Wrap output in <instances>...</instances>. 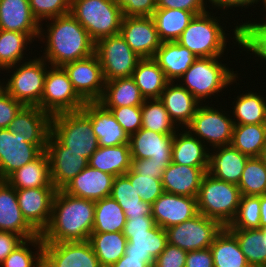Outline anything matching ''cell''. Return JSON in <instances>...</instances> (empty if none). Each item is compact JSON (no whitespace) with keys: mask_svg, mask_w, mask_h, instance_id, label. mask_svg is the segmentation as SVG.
<instances>
[{"mask_svg":"<svg viewBox=\"0 0 266 267\" xmlns=\"http://www.w3.org/2000/svg\"><path fill=\"white\" fill-rule=\"evenodd\" d=\"M153 59L163 70L169 82H177L197 57L188 48L173 41L162 42Z\"/></svg>","mask_w":266,"mask_h":267,"instance_id":"f1b7e54d","label":"cell"},{"mask_svg":"<svg viewBox=\"0 0 266 267\" xmlns=\"http://www.w3.org/2000/svg\"><path fill=\"white\" fill-rule=\"evenodd\" d=\"M263 96L250 90L233 98L230 115L234 125L266 124V97Z\"/></svg>","mask_w":266,"mask_h":267,"instance_id":"8d00e7d4","label":"cell"},{"mask_svg":"<svg viewBox=\"0 0 266 267\" xmlns=\"http://www.w3.org/2000/svg\"><path fill=\"white\" fill-rule=\"evenodd\" d=\"M173 136L140 128L129 136L131 159L172 162Z\"/></svg>","mask_w":266,"mask_h":267,"instance_id":"44dd1931","label":"cell"},{"mask_svg":"<svg viewBox=\"0 0 266 267\" xmlns=\"http://www.w3.org/2000/svg\"><path fill=\"white\" fill-rule=\"evenodd\" d=\"M126 221L123 209L111 196L95 201L92 232H123Z\"/></svg>","mask_w":266,"mask_h":267,"instance_id":"7bdbcfd3","label":"cell"},{"mask_svg":"<svg viewBox=\"0 0 266 267\" xmlns=\"http://www.w3.org/2000/svg\"><path fill=\"white\" fill-rule=\"evenodd\" d=\"M113 180V175L88 165L63 190L76 197L97 201L110 196Z\"/></svg>","mask_w":266,"mask_h":267,"instance_id":"603a6c76","label":"cell"},{"mask_svg":"<svg viewBox=\"0 0 266 267\" xmlns=\"http://www.w3.org/2000/svg\"><path fill=\"white\" fill-rule=\"evenodd\" d=\"M181 131L179 129L173 136L172 162L190 167H208L210 149L185 128Z\"/></svg>","mask_w":266,"mask_h":267,"instance_id":"f546056e","label":"cell"},{"mask_svg":"<svg viewBox=\"0 0 266 267\" xmlns=\"http://www.w3.org/2000/svg\"><path fill=\"white\" fill-rule=\"evenodd\" d=\"M262 158L264 159L265 163H266V149L263 152Z\"/></svg>","mask_w":266,"mask_h":267,"instance_id":"a7ac6f4b","label":"cell"},{"mask_svg":"<svg viewBox=\"0 0 266 267\" xmlns=\"http://www.w3.org/2000/svg\"><path fill=\"white\" fill-rule=\"evenodd\" d=\"M208 167H190L171 162L163 172L162 186L166 193L197 198Z\"/></svg>","mask_w":266,"mask_h":267,"instance_id":"4316f807","label":"cell"},{"mask_svg":"<svg viewBox=\"0 0 266 267\" xmlns=\"http://www.w3.org/2000/svg\"><path fill=\"white\" fill-rule=\"evenodd\" d=\"M141 114L142 128L166 135H174L179 130L159 99H145Z\"/></svg>","mask_w":266,"mask_h":267,"instance_id":"bcb514c9","label":"cell"},{"mask_svg":"<svg viewBox=\"0 0 266 267\" xmlns=\"http://www.w3.org/2000/svg\"><path fill=\"white\" fill-rule=\"evenodd\" d=\"M129 178L132 186L141 197L142 201L153 204V202L160 197L164 190L162 186V179L152 178V176L140 175L132 172L130 169L125 173Z\"/></svg>","mask_w":266,"mask_h":267,"instance_id":"f907efd6","label":"cell"},{"mask_svg":"<svg viewBox=\"0 0 266 267\" xmlns=\"http://www.w3.org/2000/svg\"><path fill=\"white\" fill-rule=\"evenodd\" d=\"M47 20L44 24L46 30L40 23L38 41L44 40L43 43H46L41 57L50 66H63L94 54L95 43L70 13Z\"/></svg>","mask_w":266,"mask_h":267,"instance_id":"6da1fadb","label":"cell"},{"mask_svg":"<svg viewBox=\"0 0 266 267\" xmlns=\"http://www.w3.org/2000/svg\"><path fill=\"white\" fill-rule=\"evenodd\" d=\"M190 11L156 8L152 15L161 42L177 41L194 18Z\"/></svg>","mask_w":266,"mask_h":267,"instance_id":"ab89813d","label":"cell"},{"mask_svg":"<svg viewBox=\"0 0 266 267\" xmlns=\"http://www.w3.org/2000/svg\"><path fill=\"white\" fill-rule=\"evenodd\" d=\"M176 83V84H175ZM159 100L165 105L171 120L180 129L186 128L192 121L201 103L178 82H169Z\"/></svg>","mask_w":266,"mask_h":267,"instance_id":"484cf974","label":"cell"},{"mask_svg":"<svg viewBox=\"0 0 266 267\" xmlns=\"http://www.w3.org/2000/svg\"><path fill=\"white\" fill-rule=\"evenodd\" d=\"M210 151L207 172L219 180L238 185L250 157L232 145L215 147Z\"/></svg>","mask_w":266,"mask_h":267,"instance_id":"83f0119b","label":"cell"},{"mask_svg":"<svg viewBox=\"0 0 266 267\" xmlns=\"http://www.w3.org/2000/svg\"><path fill=\"white\" fill-rule=\"evenodd\" d=\"M237 186L241 195H266V163L262 157H251L247 160Z\"/></svg>","mask_w":266,"mask_h":267,"instance_id":"c3c4849f","label":"cell"},{"mask_svg":"<svg viewBox=\"0 0 266 267\" xmlns=\"http://www.w3.org/2000/svg\"><path fill=\"white\" fill-rule=\"evenodd\" d=\"M78 96L86 102H99L103 96L105 79L96 54L68 62L62 66Z\"/></svg>","mask_w":266,"mask_h":267,"instance_id":"4fadbf2b","label":"cell"},{"mask_svg":"<svg viewBox=\"0 0 266 267\" xmlns=\"http://www.w3.org/2000/svg\"><path fill=\"white\" fill-rule=\"evenodd\" d=\"M214 267H251L236 237L224 227L210 246Z\"/></svg>","mask_w":266,"mask_h":267,"instance_id":"f35d334b","label":"cell"},{"mask_svg":"<svg viewBox=\"0 0 266 267\" xmlns=\"http://www.w3.org/2000/svg\"><path fill=\"white\" fill-rule=\"evenodd\" d=\"M94 53L101 64L105 81L132 77L133 71L142 59L131 49L121 34L96 42Z\"/></svg>","mask_w":266,"mask_h":267,"instance_id":"8fae6325","label":"cell"},{"mask_svg":"<svg viewBox=\"0 0 266 267\" xmlns=\"http://www.w3.org/2000/svg\"><path fill=\"white\" fill-rule=\"evenodd\" d=\"M145 98L132 77L116 78L105 82L101 103L105 108L141 107Z\"/></svg>","mask_w":266,"mask_h":267,"instance_id":"1f68e13d","label":"cell"},{"mask_svg":"<svg viewBox=\"0 0 266 267\" xmlns=\"http://www.w3.org/2000/svg\"><path fill=\"white\" fill-rule=\"evenodd\" d=\"M124 236L127 238L125 254L136 258L156 259L168 243L166 230L158 225L147 233L124 234Z\"/></svg>","mask_w":266,"mask_h":267,"instance_id":"e575fe53","label":"cell"},{"mask_svg":"<svg viewBox=\"0 0 266 267\" xmlns=\"http://www.w3.org/2000/svg\"><path fill=\"white\" fill-rule=\"evenodd\" d=\"M43 248L41 234L27 239L5 258L0 267H43Z\"/></svg>","mask_w":266,"mask_h":267,"instance_id":"7dc6e473","label":"cell"},{"mask_svg":"<svg viewBox=\"0 0 266 267\" xmlns=\"http://www.w3.org/2000/svg\"><path fill=\"white\" fill-rule=\"evenodd\" d=\"M198 213L197 199L189 196L163 192L152 204V217L163 229L181 224Z\"/></svg>","mask_w":266,"mask_h":267,"instance_id":"d6986e66","label":"cell"},{"mask_svg":"<svg viewBox=\"0 0 266 267\" xmlns=\"http://www.w3.org/2000/svg\"><path fill=\"white\" fill-rule=\"evenodd\" d=\"M266 227V195L260 196V228Z\"/></svg>","mask_w":266,"mask_h":267,"instance_id":"03108f58","label":"cell"},{"mask_svg":"<svg viewBox=\"0 0 266 267\" xmlns=\"http://www.w3.org/2000/svg\"><path fill=\"white\" fill-rule=\"evenodd\" d=\"M131 164V152L129 144H121L112 147H101L88 159V165L114 177L124 175Z\"/></svg>","mask_w":266,"mask_h":267,"instance_id":"836d02e7","label":"cell"},{"mask_svg":"<svg viewBox=\"0 0 266 267\" xmlns=\"http://www.w3.org/2000/svg\"><path fill=\"white\" fill-rule=\"evenodd\" d=\"M221 57H197L190 68L177 81L201 104L211 96L216 97L230 85L237 84L239 77L233 68L222 64ZM232 70V71H231ZM217 94V95H215Z\"/></svg>","mask_w":266,"mask_h":267,"instance_id":"3957f363","label":"cell"},{"mask_svg":"<svg viewBox=\"0 0 266 267\" xmlns=\"http://www.w3.org/2000/svg\"><path fill=\"white\" fill-rule=\"evenodd\" d=\"M32 15L42 21L70 13L71 0H29Z\"/></svg>","mask_w":266,"mask_h":267,"instance_id":"816d5d0a","label":"cell"},{"mask_svg":"<svg viewBox=\"0 0 266 267\" xmlns=\"http://www.w3.org/2000/svg\"><path fill=\"white\" fill-rule=\"evenodd\" d=\"M122 9L123 16H152L156 0H113Z\"/></svg>","mask_w":266,"mask_h":267,"instance_id":"db71d44e","label":"cell"},{"mask_svg":"<svg viewBox=\"0 0 266 267\" xmlns=\"http://www.w3.org/2000/svg\"><path fill=\"white\" fill-rule=\"evenodd\" d=\"M50 64L42 57H33L4 69L11 73L3 81V89L24 106H38L44 90L45 76ZM15 70V71H14ZM5 83V84H4Z\"/></svg>","mask_w":266,"mask_h":267,"instance_id":"ba28073f","label":"cell"},{"mask_svg":"<svg viewBox=\"0 0 266 267\" xmlns=\"http://www.w3.org/2000/svg\"><path fill=\"white\" fill-rule=\"evenodd\" d=\"M261 0H208V4L213 7V9H220L223 13V11L226 9V12L228 9H234L236 7L241 8V11L243 8H249L250 7H255L257 4L260 3ZM256 4V5H255ZM248 6V7H247ZM234 7V8H233ZM223 10V11H222Z\"/></svg>","mask_w":266,"mask_h":267,"instance_id":"be15d7a7","label":"cell"},{"mask_svg":"<svg viewBox=\"0 0 266 267\" xmlns=\"http://www.w3.org/2000/svg\"><path fill=\"white\" fill-rule=\"evenodd\" d=\"M212 13L207 11L194 16L177 40L181 46L188 48L196 57H222L225 55L230 33L226 34V26L221 25L225 24L220 20L225 19L224 14H222L223 17H215L216 13Z\"/></svg>","mask_w":266,"mask_h":267,"instance_id":"277c9868","label":"cell"},{"mask_svg":"<svg viewBox=\"0 0 266 267\" xmlns=\"http://www.w3.org/2000/svg\"><path fill=\"white\" fill-rule=\"evenodd\" d=\"M51 115L38 106H24L8 129L34 145H47L51 133Z\"/></svg>","mask_w":266,"mask_h":267,"instance_id":"ffe728a7","label":"cell"},{"mask_svg":"<svg viewBox=\"0 0 266 267\" xmlns=\"http://www.w3.org/2000/svg\"><path fill=\"white\" fill-rule=\"evenodd\" d=\"M88 241L102 267H110L125 254L127 238L123 232H92Z\"/></svg>","mask_w":266,"mask_h":267,"instance_id":"60d3db41","label":"cell"},{"mask_svg":"<svg viewBox=\"0 0 266 267\" xmlns=\"http://www.w3.org/2000/svg\"><path fill=\"white\" fill-rule=\"evenodd\" d=\"M241 196L236 184L219 180L207 172L196 198L198 212L226 227L236 216Z\"/></svg>","mask_w":266,"mask_h":267,"instance_id":"5b68a950","label":"cell"},{"mask_svg":"<svg viewBox=\"0 0 266 267\" xmlns=\"http://www.w3.org/2000/svg\"><path fill=\"white\" fill-rule=\"evenodd\" d=\"M231 145L248 157H262L266 149V124L234 125Z\"/></svg>","mask_w":266,"mask_h":267,"instance_id":"b9f144b4","label":"cell"},{"mask_svg":"<svg viewBox=\"0 0 266 267\" xmlns=\"http://www.w3.org/2000/svg\"><path fill=\"white\" fill-rule=\"evenodd\" d=\"M263 231V234L266 236V227L261 228Z\"/></svg>","mask_w":266,"mask_h":267,"instance_id":"89a4df30","label":"cell"},{"mask_svg":"<svg viewBox=\"0 0 266 267\" xmlns=\"http://www.w3.org/2000/svg\"><path fill=\"white\" fill-rule=\"evenodd\" d=\"M82 110L90 117L93 133L101 147L129 144V136L110 110L99 102H86Z\"/></svg>","mask_w":266,"mask_h":267,"instance_id":"7402d4cb","label":"cell"},{"mask_svg":"<svg viewBox=\"0 0 266 267\" xmlns=\"http://www.w3.org/2000/svg\"><path fill=\"white\" fill-rule=\"evenodd\" d=\"M208 0H156L157 8L181 9L192 12L195 16L208 11L210 6L206 5Z\"/></svg>","mask_w":266,"mask_h":267,"instance_id":"680465c9","label":"cell"},{"mask_svg":"<svg viewBox=\"0 0 266 267\" xmlns=\"http://www.w3.org/2000/svg\"><path fill=\"white\" fill-rule=\"evenodd\" d=\"M95 201L57 190L50 222L41 236L44 243L88 241L93 229Z\"/></svg>","mask_w":266,"mask_h":267,"instance_id":"7a4b0ae2","label":"cell"},{"mask_svg":"<svg viewBox=\"0 0 266 267\" xmlns=\"http://www.w3.org/2000/svg\"><path fill=\"white\" fill-rule=\"evenodd\" d=\"M43 267H102L89 241L44 243Z\"/></svg>","mask_w":266,"mask_h":267,"instance_id":"5bb4252c","label":"cell"},{"mask_svg":"<svg viewBox=\"0 0 266 267\" xmlns=\"http://www.w3.org/2000/svg\"><path fill=\"white\" fill-rule=\"evenodd\" d=\"M226 228H260V196L242 195L236 216Z\"/></svg>","mask_w":266,"mask_h":267,"instance_id":"681fc988","label":"cell"},{"mask_svg":"<svg viewBox=\"0 0 266 267\" xmlns=\"http://www.w3.org/2000/svg\"><path fill=\"white\" fill-rule=\"evenodd\" d=\"M34 41L26 34L0 29V69H4L28 60L25 55L28 44ZM25 50V51H24ZM25 53V54H24Z\"/></svg>","mask_w":266,"mask_h":267,"instance_id":"f6af8a7d","label":"cell"},{"mask_svg":"<svg viewBox=\"0 0 266 267\" xmlns=\"http://www.w3.org/2000/svg\"><path fill=\"white\" fill-rule=\"evenodd\" d=\"M46 146L29 143L8 128L0 129V180L36 159Z\"/></svg>","mask_w":266,"mask_h":267,"instance_id":"9a60e30c","label":"cell"},{"mask_svg":"<svg viewBox=\"0 0 266 267\" xmlns=\"http://www.w3.org/2000/svg\"><path fill=\"white\" fill-rule=\"evenodd\" d=\"M56 192L55 187L16 189L21 213L38 234H42L50 222Z\"/></svg>","mask_w":266,"mask_h":267,"instance_id":"2e32d148","label":"cell"},{"mask_svg":"<svg viewBox=\"0 0 266 267\" xmlns=\"http://www.w3.org/2000/svg\"><path fill=\"white\" fill-rule=\"evenodd\" d=\"M84 105L85 102L74 90L64 68L48 66L39 108L52 116L62 112L82 110Z\"/></svg>","mask_w":266,"mask_h":267,"instance_id":"30bf717a","label":"cell"},{"mask_svg":"<svg viewBox=\"0 0 266 267\" xmlns=\"http://www.w3.org/2000/svg\"><path fill=\"white\" fill-rule=\"evenodd\" d=\"M70 14L94 43L120 34L123 13L113 0H71Z\"/></svg>","mask_w":266,"mask_h":267,"instance_id":"8992f818","label":"cell"},{"mask_svg":"<svg viewBox=\"0 0 266 267\" xmlns=\"http://www.w3.org/2000/svg\"><path fill=\"white\" fill-rule=\"evenodd\" d=\"M255 21V22H254ZM253 22L246 20V22L238 23L233 26L232 31L233 38L230 40L233 43L237 44L242 51H246L250 55H253V58L257 57L255 60H260V62H266V22H256L254 19ZM236 41V42H234ZM252 52V54L250 53ZM255 55V56H254Z\"/></svg>","mask_w":266,"mask_h":267,"instance_id":"d6a6232c","label":"cell"},{"mask_svg":"<svg viewBox=\"0 0 266 267\" xmlns=\"http://www.w3.org/2000/svg\"><path fill=\"white\" fill-rule=\"evenodd\" d=\"M261 4H263V9L265 8V12H266V0H261V2H260ZM263 15H265V17H266V14H263ZM261 22H266V20H263V21H261Z\"/></svg>","mask_w":266,"mask_h":267,"instance_id":"003e7915","label":"cell"},{"mask_svg":"<svg viewBox=\"0 0 266 267\" xmlns=\"http://www.w3.org/2000/svg\"><path fill=\"white\" fill-rule=\"evenodd\" d=\"M187 253L185 250L167 243L165 249L155 259L153 267H185Z\"/></svg>","mask_w":266,"mask_h":267,"instance_id":"9f6ffc18","label":"cell"},{"mask_svg":"<svg viewBox=\"0 0 266 267\" xmlns=\"http://www.w3.org/2000/svg\"><path fill=\"white\" fill-rule=\"evenodd\" d=\"M46 153L49 158L52 185L62 190L78 173L88 166V160L79 153L69 151L51 133Z\"/></svg>","mask_w":266,"mask_h":267,"instance_id":"ac0fdd59","label":"cell"},{"mask_svg":"<svg viewBox=\"0 0 266 267\" xmlns=\"http://www.w3.org/2000/svg\"><path fill=\"white\" fill-rule=\"evenodd\" d=\"M24 241L25 239L18 234L0 231V264Z\"/></svg>","mask_w":266,"mask_h":267,"instance_id":"94428289","label":"cell"},{"mask_svg":"<svg viewBox=\"0 0 266 267\" xmlns=\"http://www.w3.org/2000/svg\"><path fill=\"white\" fill-rule=\"evenodd\" d=\"M23 107V104L2 89L0 91V129L8 128Z\"/></svg>","mask_w":266,"mask_h":267,"instance_id":"11a10c76","label":"cell"},{"mask_svg":"<svg viewBox=\"0 0 266 267\" xmlns=\"http://www.w3.org/2000/svg\"><path fill=\"white\" fill-rule=\"evenodd\" d=\"M154 262V258H136L124 254L110 267H153Z\"/></svg>","mask_w":266,"mask_h":267,"instance_id":"e7e4bbea","label":"cell"},{"mask_svg":"<svg viewBox=\"0 0 266 267\" xmlns=\"http://www.w3.org/2000/svg\"><path fill=\"white\" fill-rule=\"evenodd\" d=\"M110 196L123 209L126 218L152 216V205L142 201L125 174L114 177Z\"/></svg>","mask_w":266,"mask_h":267,"instance_id":"74e56055","label":"cell"},{"mask_svg":"<svg viewBox=\"0 0 266 267\" xmlns=\"http://www.w3.org/2000/svg\"><path fill=\"white\" fill-rule=\"evenodd\" d=\"M3 89V82L0 80V91Z\"/></svg>","mask_w":266,"mask_h":267,"instance_id":"2644e50d","label":"cell"},{"mask_svg":"<svg viewBox=\"0 0 266 267\" xmlns=\"http://www.w3.org/2000/svg\"><path fill=\"white\" fill-rule=\"evenodd\" d=\"M5 181L15 189L54 187L51 181L49 158L43 151L36 159L10 174Z\"/></svg>","mask_w":266,"mask_h":267,"instance_id":"4dcf8cb0","label":"cell"},{"mask_svg":"<svg viewBox=\"0 0 266 267\" xmlns=\"http://www.w3.org/2000/svg\"><path fill=\"white\" fill-rule=\"evenodd\" d=\"M51 134L69 151L79 153L87 160L99 147L91 119L83 110L52 115Z\"/></svg>","mask_w":266,"mask_h":267,"instance_id":"52a82bcc","label":"cell"},{"mask_svg":"<svg viewBox=\"0 0 266 267\" xmlns=\"http://www.w3.org/2000/svg\"><path fill=\"white\" fill-rule=\"evenodd\" d=\"M171 162H157L153 159H131L130 170L140 175L162 179L163 172Z\"/></svg>","mask_w":266,"mask_h":267,"instance_id":"6f0895ef","label":"cell"},{"mask_svg":"<svg viewBox=\"0 0 266 267\" xmlns=\"http://www.w3.org/2000/svg\"><path fill=\"white\" fill-rule=\"evenodd\" d=\"M223 228L224 226L218 220L198 213L191 219L165 230L168 243L190 252L210 248Z\"/></svg>","mask_w":266,"mask_h":267,"instance_id":"7c38bea8","label":"cell"},{"mask_svg":"<svg viewBox=\"0 0 266 267\" xmlns=\"http://www.w3.org/2000/svg\"><path fill=\"white\" fill-rule=\"evenodd\" d=\"M120 34L142 59L153 58L162 43L152 16H123Z\"/></svg>","mask_w":266,"mask_h":267,"instance_id":"e0dca14e","label":"cell"},{"mask_svg":"<svg viewBox=\"0 0 266 267\" xmlns=\"http://www.w3.org/2000/svg\"><path fill=\"white\" fill-rule=\"evenodd\" d=\"M110 110L116 121L121 125L128 136L142 128L141 107L127 106L106 108Z\"/></svg>","mask_w":266,"mask_h":267,"instance_id":"f5cc1de1","label":"cell"},{"mask_svg":"<svg viewBox=\"0 0 266 267\" xmlns=\"http://www.w3.org/2000/svg\"><path fill=\"white\" fill-rule=\"evenodd\" d=\"M185 267H214L211 249L207 248L188 252Z\"/></svg>","mask_w":266,"mask_h":267,"instance_id":"6125c7cd","label":"cell"},{"mask_svg":"<svg viewBox=\"0 0 266 267\" xmlns=\"http://www.w3.org/2000/svg\"><path fill=\"white\" fill-rule=\"evenodd\" d=\"M132 78L145 99H159L169 83L153 58L141 59L133 71Z\"/></svg>","mask_w":266,"mask_h":267,"instance_id":"d590c367","label":"cell"},{"mask_svg":"<svg viewBox=\"0 0 266 267\" xmlns=\"http://www.w3.org/2000/svg\"><path fill=\"white\" fill-rule=\"evenodd\" d=\"M0 231L18 234L25 240L39 235L24 219L16 189L5 180H0Z\"/></svg>","mask_w":266,"mask_h":267,"instance_id":"d4e9b609","label":"cell"},{"mask_svg":"<svg viewBox=\"0 0 266 267\" xmlns=\"http://www.w3.org/2000/svg\"><path fill=\"white\" fill-rule=\"evenodd\" d=\"M40 26L32 15L29 0H0L1 30L26 33L33 41H37Z\"/></svg>","mask_w":266,"mask_h":267,"instance_id":"cb8c5ba5","label":"cell"},{"mask_svg":"<svg viewBox=\"0 0 266 267\" xmlns=\"http://www.w3.org/2000/svg\"><path fill=\"white\" fill-rule=\"evenodd\" d=\"M156 225L152 216L127 217L123 234H140L147 233Z\"/></svg>","mask_w":266,"mask_h":267,"instance_id":"91938a15","label":"cell"},{"mask_svg":"<svg viewBox=\"0 0 266 267\" xmlns=\"http://www.w3.org/2000/svg\"><path fill=\"white\" fill-rule=\"evenodd\" d=\"M210 105L205 102L198 107L186 130L205 145L207 144L209 149L231 145L234 128L232 117L221 109V105L220 109L215 108L214 104Z\"/></svg>","mask_w":266,"mask_h":267,"instance_id":"9c48e42d","label":"cell"},{"mask_svg":"<svg viewBox=\"0 0 266 267\" xmlns=\"http://www.w3.org/2000/svg\"><path fill=\"white\" fill-rule=\"evenodd\" d=\"M228 230L236 237L251 267H266V236L261 228Z\"/></svg>","mask_w":266,"mask_h":267,"instance_id":"ee69618b","label":"cell"}]
</instances>
